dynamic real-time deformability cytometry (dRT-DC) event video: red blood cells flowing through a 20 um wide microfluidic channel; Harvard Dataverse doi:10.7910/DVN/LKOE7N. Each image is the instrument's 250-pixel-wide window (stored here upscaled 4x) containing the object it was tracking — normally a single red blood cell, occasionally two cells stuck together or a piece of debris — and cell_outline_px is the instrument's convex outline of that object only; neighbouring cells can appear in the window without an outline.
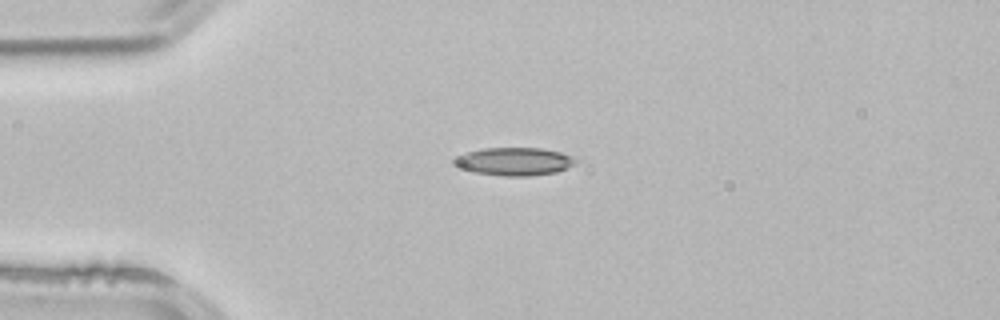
{"species": "common noctule bat (a hibernating species)", "species_latin": "Nyctalus noctula", "temperature_condition": "room temperature", "stored_images_in_passage": 1, "camera_frame_rate_fps": 3000, "um_per_image_px": 0.085, "animal": {"sex": "male", "body_mass_g": 21.5, "forearm_length_mm": 52.0}, "frame": {"image": 1, "passage_image": 1, "time_ms": 0.0, "image_size_px": [1000, 320], "cell_outline_px": [[580, 160], [576, 164], [568, 168], [556, 172], [528, 176], [504, 176], [476, 172], [452, 164], [452, 160], [456, 156], [464, 152], [484, 148], [540, 148], [560, 152], [572, 156]], "centroid_in_image_um": [43.74, 13.72], "position_along_channel_um": 41.3, "area_um2": 19.88}}